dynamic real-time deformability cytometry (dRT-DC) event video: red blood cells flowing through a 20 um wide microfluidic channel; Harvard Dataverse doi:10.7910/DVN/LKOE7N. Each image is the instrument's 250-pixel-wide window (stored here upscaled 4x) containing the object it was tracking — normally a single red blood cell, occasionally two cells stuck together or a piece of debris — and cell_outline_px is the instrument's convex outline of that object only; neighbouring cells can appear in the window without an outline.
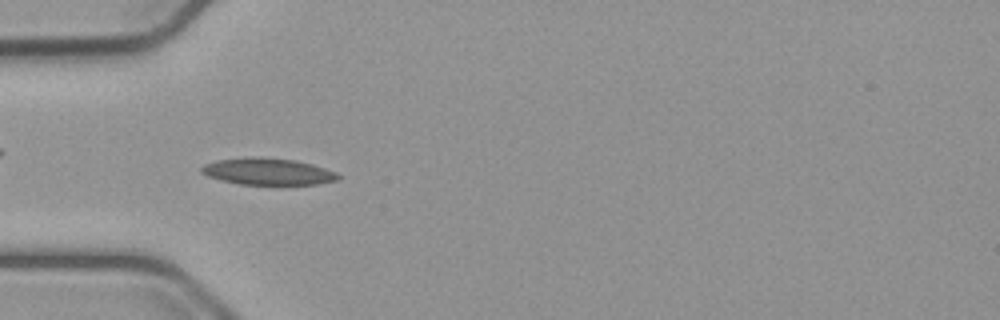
{"species": "common noctule bat (a hibernating species)", "species_latin": "Nyctalus noctula", "temperature_condition": "cold", "stored_images_in_passage": 53, "camera_frame_rate_fps": 3000, "um_per_image_px": 0.085, "animal": {"sex": "male", "body_mass_g": 23.1, "forearm_length_mm": 52.7}, "frame": {"image": 1, "passage_image": 16, "time_ms": 5.0, "image_size_px": [1000, 320], "cell_outline_px": [[340, 176], [336, 180], [316, 184], [240, 184], [220, 180], [208, 176], [200, 172], [200, 168], [204, 164], [216, 160], [252, 156], [260, 156], [296, 160], [312, 164], [336, 172]], "centroid_in_image_um": [22.72, 14.56], "position_along_channel_um": 62.3, "area_um2": 21.33}}
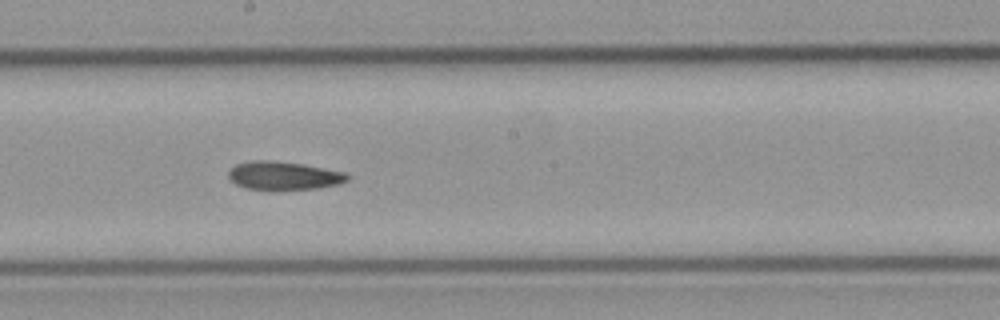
{"frame": {"image": 2, "passage_image": 29, "time_ms": 9.333, "image_size_px": [1000, 320], "cell_outline_px": [[352, 176], [348, 180], [340, 184], [320, 188], [276, 192], [268, 192], [244, 188], [236, 184], [228, 176], [228, 172], [236, 164], [252, 160], [272, 160], [304, 164], [348, 172]], "centroid_in_image_um": [24.16, 14.97], "position_along_channel_um": 224.0, "area_um2": 20.69}}
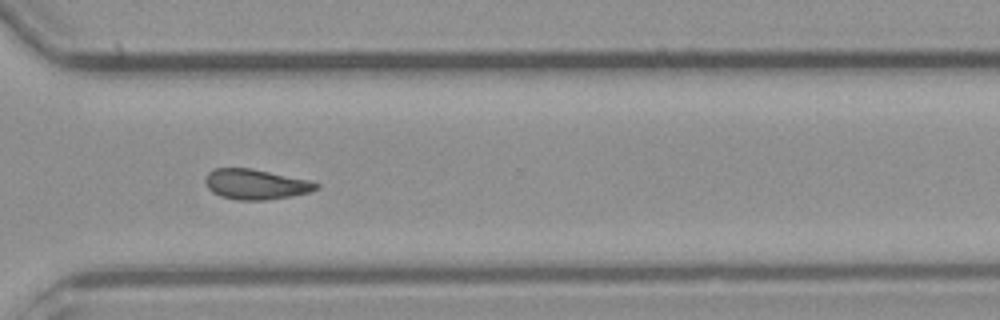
{"frame": {"image": 3, "passage_image": 39, "time_ms": 12.667, "image_size_px": [1000, 320], "cell_outline_px": [[320, 188], [308, 192], [292, 196], [264, 200], [236, 200], [220, 196], [212, 192], [208, 188], [204, 180], [204, 176], [208, 172], [216, 168], [252, 168], [308, 180], [320, 184]], "centroid_in_image_um": [21.71, 15.66], "position_along_channel_um": 348.9, "area_um2": 19.59}, "authors_computed_cell_mechanics": {"area_um2": 19.8254, "velocity_mm_per_s": 3.7569, "shape_relaxation_time_tau1_ms": 7.4559, "shape_relaxation_time_tau2_ms": 10.0251, "deformation_change_tau1": 0.1575, "deformation_change_tau2": 0.1671}}